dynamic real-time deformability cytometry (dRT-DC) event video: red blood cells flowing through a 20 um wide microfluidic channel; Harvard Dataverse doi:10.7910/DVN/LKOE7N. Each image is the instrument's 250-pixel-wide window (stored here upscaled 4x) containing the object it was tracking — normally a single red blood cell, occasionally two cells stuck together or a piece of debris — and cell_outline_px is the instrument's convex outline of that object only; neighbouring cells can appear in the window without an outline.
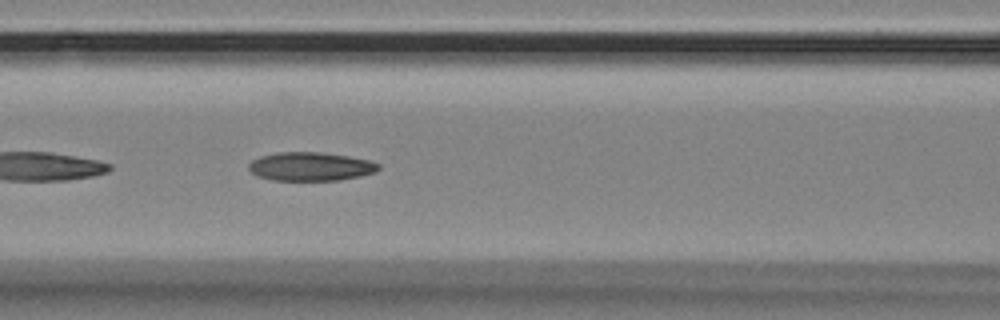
{"species": "Egyptian fruit bat (a non-hibernating species)", "species_latin": "Rousettus aegyptiacus", "temperature_condition": "room temperature", "stored_images_in_passage": 40, "camera_frame_rate_fps": 3000, "um_per_image_px": 0.085, "animal": {"sex": "female"}, "frame": {"image": 1, "passage_image": 8, "time_ms": 2.333, "image_size_px": [1000, 320], "cell_outline_px": [[380, 168], [376, 172], [360, 176], [340, 180], [272, 180], [256, 176], [248, 168], [248, 164], [252, 160], [260, 156], [276, 152], [324, 152], [348, 156], [368, 160], [380, 164]], "centroid_in_image_um": [26.39, 14.15], "position_along_channel_um": 140.2, "area_um2": 21.79}}
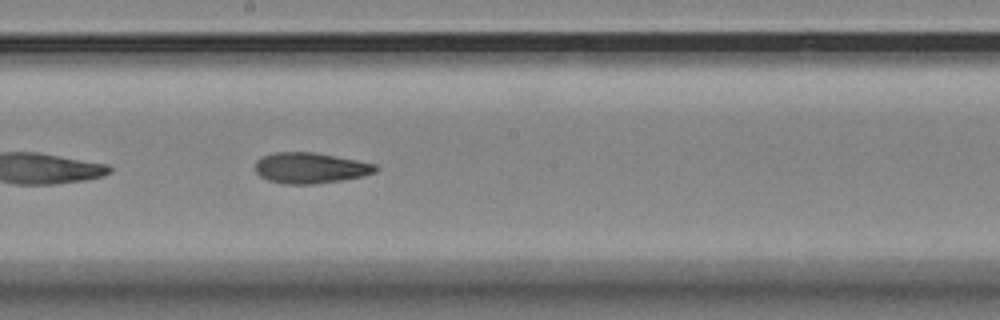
{"frame": {"image": 2, "passage_image": 15, "time_ms": 4.667, "image_size_px": [1000, 320], "cell_outline_px": [[376, 172], [364, 176], [340, 180], [312, 184], [284, 184], [268, 180], [260, 176], [256, 172], [256, 160], [264, 156], [276, 152], [312, 152], [336, 156], [376, 164]], "centroid_in_image_um": [26.37, 14.28], "position_along_channel_um": 221.8, "area_um2": 21.39}}
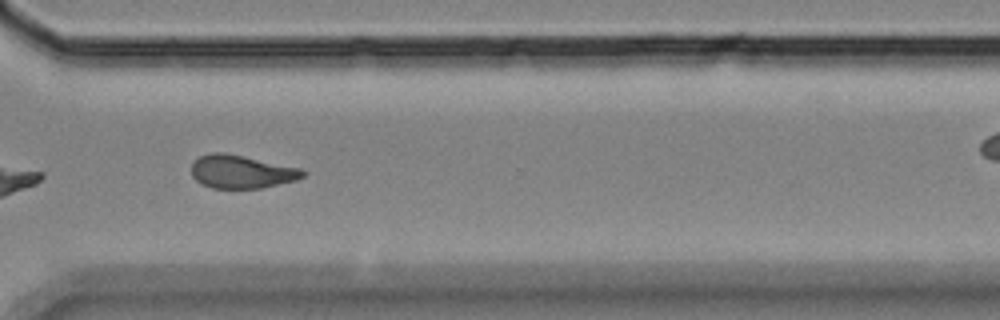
{"frame": {"image": 3, "passage_image": 26, "time_ms": 8.333, "image_size_px": [1000, 320], "cell_outline_px": [[304, 176], [296, 180], [260, 188], [212, 188], [200, 184], [192, 176], [192, 164], [200, 156], [212, 152], [224, 152], [300, 168], [304, 172]], "centroid_in_image_um": [20.49, 14.6], "position_along_channel_um": 350.1, "area_um2": 21.33}, "authors_computed_cell_mechanics": {"area_um2": 21.7328, "velocity_mm_per_s": 3.5087, "shape_relaxation_time_tau1_ms": null, "shape_relaxation_time_tau2_ms": 5.125, "deformation_change_tau1": null, "deformation_change_tau2": 0.1268}}